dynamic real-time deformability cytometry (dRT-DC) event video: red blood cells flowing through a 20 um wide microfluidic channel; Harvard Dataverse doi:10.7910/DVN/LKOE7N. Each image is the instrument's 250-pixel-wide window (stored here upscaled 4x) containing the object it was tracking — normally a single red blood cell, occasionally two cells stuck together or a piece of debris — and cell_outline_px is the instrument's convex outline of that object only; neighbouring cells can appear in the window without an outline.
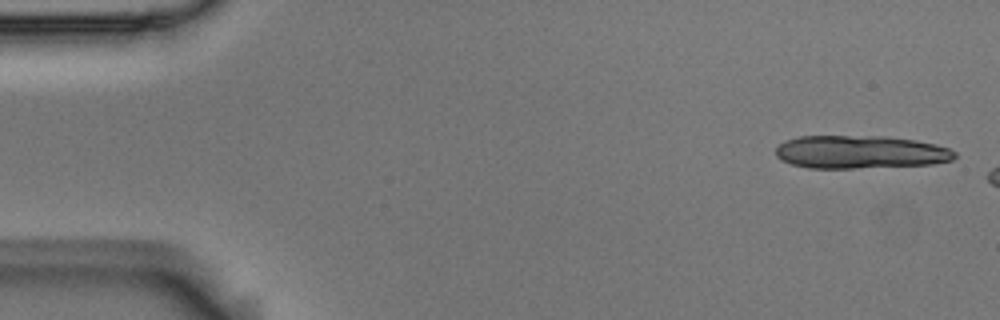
{"species": "Egyptian fruit bat (a non-hibernating species)", "species_latin": "Rousettus aegyptiacus", "temperature_condition": "room temperature", "stored_images_in_passage": 3, "camera_frame_rate_fps": 3000, "um_per_image_px": 0.085, "animal": {"sex": "male"}, "frame": {"image": 1, "passage_image": 1, "time_ms": 0.0, "image_size_px": [1000, 320], "cell_outline_px": [[956, 156], [952, 160], [932, 164], [852, 168], [808, 168], [792, 164], [780, 160], [776, 156], [776, 148], [784, 140], [800, 136], [884, 136], [916, 140], [936, 144], [948, 148], [956, 152]], "centroid_in_image_um": [73.11, 12.92], "position_along_channel_um": 11.9, "area_um2": 34.56}}